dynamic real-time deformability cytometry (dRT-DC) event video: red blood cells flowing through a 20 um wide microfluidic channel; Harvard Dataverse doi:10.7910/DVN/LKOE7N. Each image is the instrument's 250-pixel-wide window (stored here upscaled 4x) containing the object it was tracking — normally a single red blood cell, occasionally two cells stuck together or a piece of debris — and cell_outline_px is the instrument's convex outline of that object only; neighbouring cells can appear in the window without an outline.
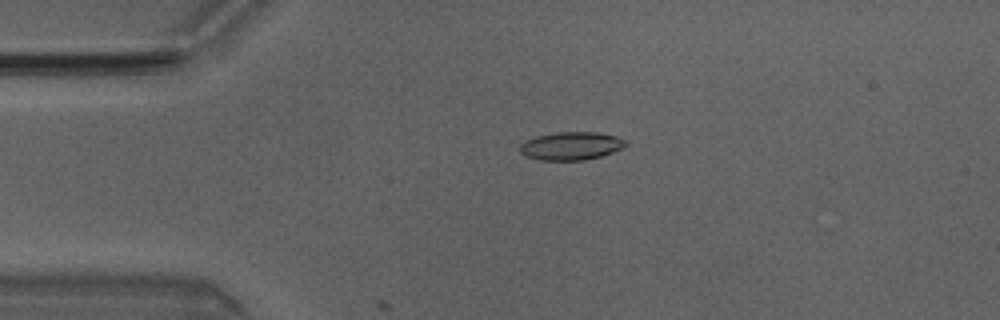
{"species": "Egyptian fruit bat (a non-hibernating species)", "species_latin": "Rousettus aegyptiacus", "temperature_condition": "room temperature", "stored_images_in_passage": 4, "camera_frame_rate_fps": 3000, "um_per_image_px": 0.085, "animal": {"sex": "male"}, "frame": {"image": 1, "passage_image": 3, "time_ms": 0.667, "image_size_px": [1000, 320], "cell_outline_px": [[628, 144], [624, 148], [600, 156], [584, 160], [540, 160], [524, 156], [520, 152], [520, 144], [524, 140], [536, 136], [556, 132], [596, 132], [616, 136], [624, 140]], "centroid_in_image_um": [48.52, 12.4], "position_along_channel_um": 36.5, "area_um2": 17.4}}